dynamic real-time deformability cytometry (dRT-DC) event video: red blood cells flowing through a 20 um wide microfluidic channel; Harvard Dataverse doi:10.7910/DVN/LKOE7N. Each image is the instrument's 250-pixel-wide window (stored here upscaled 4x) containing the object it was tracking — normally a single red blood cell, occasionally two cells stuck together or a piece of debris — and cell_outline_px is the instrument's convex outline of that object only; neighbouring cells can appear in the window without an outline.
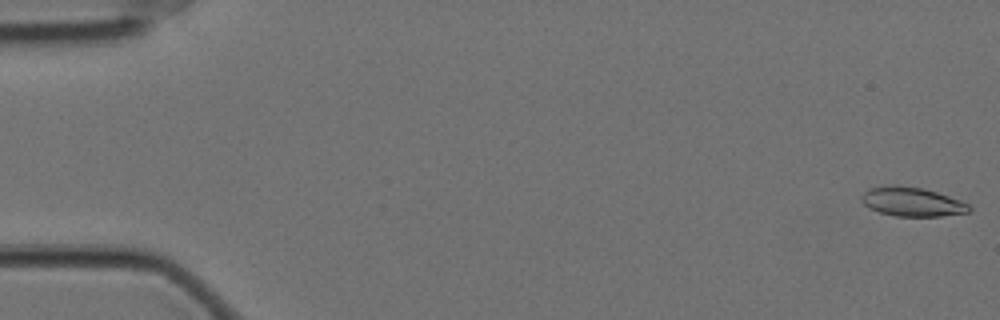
{"species": "Egyptian fruit bat (a non-hibernating species)", "species_latin": "Rousettus aegyptiacus", "temperature_condition": "cold", "stored_images_in_passage": 58, "camera_frame_rate_fps": 3000, "um_per_image_px": 0.085, "animal": {"sex": "female"}, "frame": {"image": 1, "passage_image": 1, "time_ms": 0.0, "image_size_px": [1000, 320], "cell_outline_px": [[972, 208], [968, 212], [940, 216], [896, 216], [880, 212], [868, 208], [860, 200], [860, 196], [868, 188], [892, 184], [896, 184], [920, 188], [936, 192], [960, 200], [968, 204]], "centroid_in_image_um": [77.47, 17.14], "position_along_channel_um": 7.5, "area_um2": 18.26}}
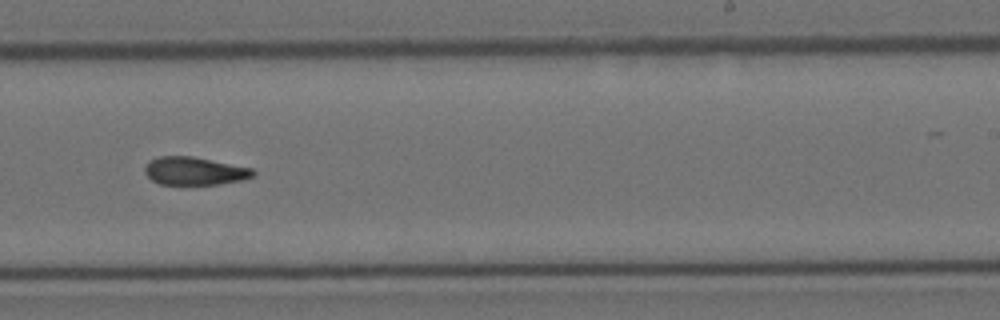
{"frame": {"image": 2, "passage_image": 36, "time_ms": 11.667, "image_size_px": [1000, 320], "cell_outline_px": [[256, 176], [244, 180], [220, 184], [160, 184], [152, 180], [144, 172], [144, 168], [148, 160], [156, 156], [192, 156], [252, 168], [256, 172]], "centroid_in_image_um": [16.54, 14.53], "position_along_channel_um": 272.5, "area_um2": 17.86}}
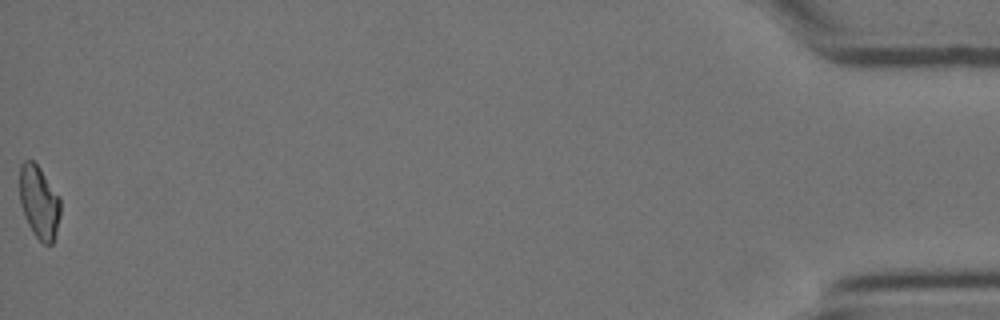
{"frame": {"image": 3, "passage_image": 58, "time_ms": 19.0, "image_size_px": [1000, 320], "cell_outline_px": [[60, 216], [56, 232], [52, 244], [44, 244], [32, 232], [24, 216], [20, 204], [20, 164], [24, 160], [32, 160], [40, 168], [60, 196]], "centroid_in_image_um": [3.32, 17.17], "position_along_channel_um": 431.9, "area_um2": 17.4}, "authors_computed_cell_mechanics": {"area_um2": 18.207, "velocity_mm_per_s": 3.509, "shape_relaxation_time_tau1_ms": null, "shape_relaxation_time_tau2_ms": 6.1293, "deformation_change_tau1": null, "deformation_change_tau2": 0.1348}}